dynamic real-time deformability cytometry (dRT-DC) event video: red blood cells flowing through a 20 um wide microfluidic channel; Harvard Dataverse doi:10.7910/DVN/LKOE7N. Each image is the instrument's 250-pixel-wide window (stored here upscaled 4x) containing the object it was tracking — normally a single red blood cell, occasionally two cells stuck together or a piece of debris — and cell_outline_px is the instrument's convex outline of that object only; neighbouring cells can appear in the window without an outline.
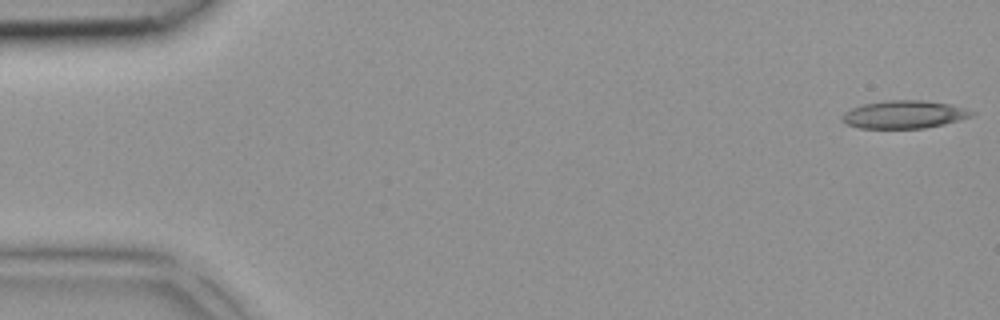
{"species": "common noctule bat (a hibernating species)", "species_latin": "Nyctalus noctula", "temperature_condition": "room temperature", "stored_images_in_passage": 43, "camera_frame_rate_fps": 3000, "um_per_image_px": 0.085, "animal": {"sex": "female", "body_mass_g": 18.4}, "frame": {"image": 1, "passage_image": 1, "time_ms": 0.0, "image_size_px": [1000, 320], "cell_outline_px": [[976, 112], [972, 116], [960, 120], [944, 124], [924, 128], [860, 128], [844, 124], [840, 120], [844, 112], [852, 108], [864, 104], [888, 100], [920, 100], [952, 104]], "centroid_in_image_um": [76.84, 9.73], "position_along_channel_um": 8.2, "area_um2": 21.1}}
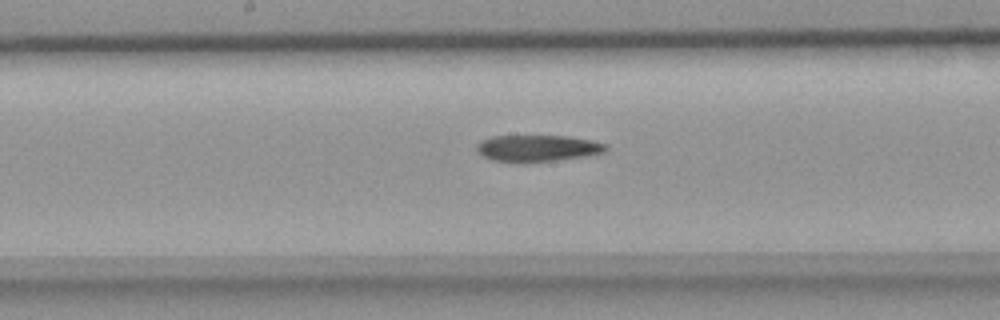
{"frame": {"image": 2, "passage_image": 22, "time_ms": 7.0, "image_size_px": [1000, 320], "cell_outline_px": [[608, 148], [604, 152], [584, 156], [528, 164], [516, 164], [492, 160], [480, 156], [476, 152], [476, 144], [480, 140], [492, 136], [568, 136], [592, 140], [608, 144]], "centroid_in_image_um": [45.61, 12.62], "position_along_channel_um": 202.6, "area_um2": 20.69}}
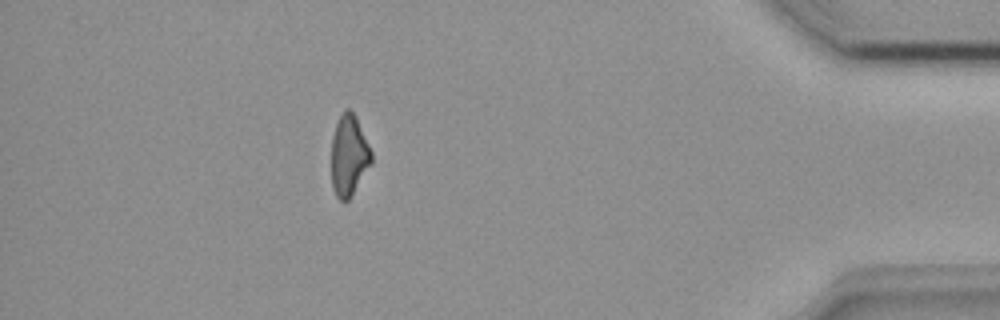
{"frame": {"image": 3, "passage_image": 38, "time_ms": 12.333, "image_size_px": [1000, 320], "cell_outline_px": [[372, 164], [348, 200], [340, 200], [336, 196], [332, 188], [332, 136], [336, 124], [344, 108], [348, 108], [356, 116], [372, 152]], "centroid_in_image_um": [29.66, 13.21], "position_along_channel_um": 405.5, "area_um2": 18.84}}